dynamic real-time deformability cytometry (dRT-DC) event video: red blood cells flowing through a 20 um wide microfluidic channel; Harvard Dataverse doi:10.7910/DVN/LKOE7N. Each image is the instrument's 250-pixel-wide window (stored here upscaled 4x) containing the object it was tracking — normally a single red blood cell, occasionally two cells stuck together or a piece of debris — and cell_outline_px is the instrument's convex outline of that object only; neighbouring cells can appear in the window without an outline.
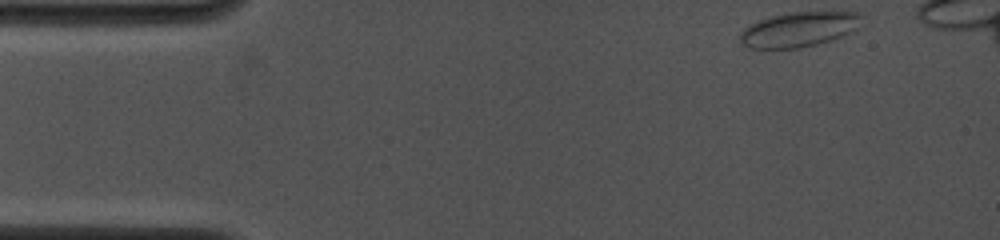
{"species": "common noctule bat (a hibernating species)", "species_latin": "Nyctalus noctula", "temperature_condition": "cold", "stored_images_in_passage": 7, "camera_frame_rate_fps": 4000, "um_per_image_px": 0.085, "animal": {"sex": "female", "body_mass_g": 19.0, "forearm_length_mm": 53.3}, "frame": {"image": 1, "passage_image": 1, "time_ms": 0.0, "image_size_px": [1000, 240], "cell_outline_px": [[864, 16], [856, 32], [816, 44], [800, 48], [748, 48], [740, 44], [740, 32], [744, 28], [760, 20], [772, 16], [792, 12], [860, 12]], "centroid_in_image_um": [67.96, 2.5], "position_along_channel_um": 17.0, "area_um2": 24.85}}
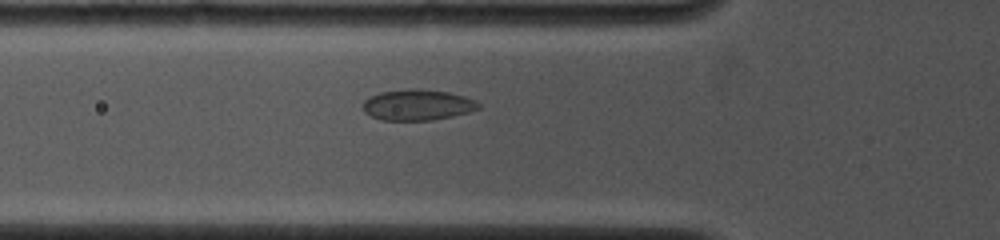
{"frame": {"image": 2, "passage_image": 7, "time_ms": 4.0, "image_size_px": [1000, 240], "cell_outline_px": [[480, 108], [468, 112], [452, 116], [432, 120], [380, 120], [364, 112], [360, 108], [360, 104], [368, 96], [380, 92], [408, 88], [420, 88], [448, 92], [464, 96], [476, 100], [480, 104]], "centroid_in_image_um": [35.43, 8.9], "position_along_channel_um": 90.4, "area_um2": 21.15}}